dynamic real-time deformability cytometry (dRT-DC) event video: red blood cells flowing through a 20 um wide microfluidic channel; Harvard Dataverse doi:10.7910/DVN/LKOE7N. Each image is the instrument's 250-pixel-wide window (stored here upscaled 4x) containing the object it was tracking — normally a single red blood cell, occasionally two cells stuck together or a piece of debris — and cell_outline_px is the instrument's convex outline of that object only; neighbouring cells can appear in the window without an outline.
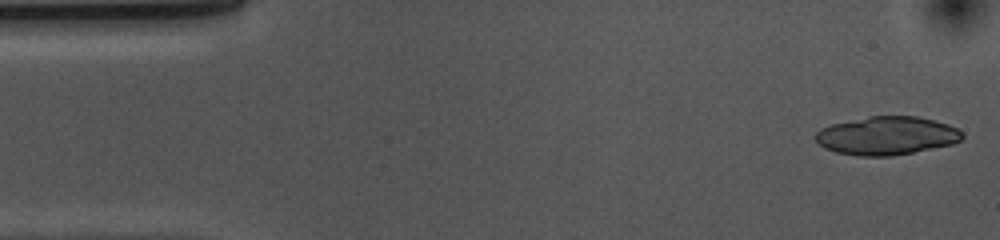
{"species": "common noctule bat (a hibernating species)", "species_latin": "Nyctalus noctula", "temperature_condition": "cold", "stored_images_in_passage": 52, "segment_of_instrument_passage": [1, 2], "camera_frame_rate_fps": 3000, "um_per_image_px": 0.085, "animal": {"sex": "female", "body_mass_g": 10.0, "forearm_length_mm": 53.1}, "frame": {"image": 1, "passage_image": 1, "time_ms": 0.0, "image_size_px": [1000, 240], "cell_outline_px": [[964, 136], [960, 140], [952, 144], [892, 156], [860, 156], [836, 152], [824, 148], [816, 140], [816, 132], [820, 128], [832, 124], [868, 116], [916, 116], [936, 120], [948, 124], [964, 132]], "centroid_in_image_um": [75.38, 11.53], "position_along_channel_um": 9.6, "area_um2": 32.77}}